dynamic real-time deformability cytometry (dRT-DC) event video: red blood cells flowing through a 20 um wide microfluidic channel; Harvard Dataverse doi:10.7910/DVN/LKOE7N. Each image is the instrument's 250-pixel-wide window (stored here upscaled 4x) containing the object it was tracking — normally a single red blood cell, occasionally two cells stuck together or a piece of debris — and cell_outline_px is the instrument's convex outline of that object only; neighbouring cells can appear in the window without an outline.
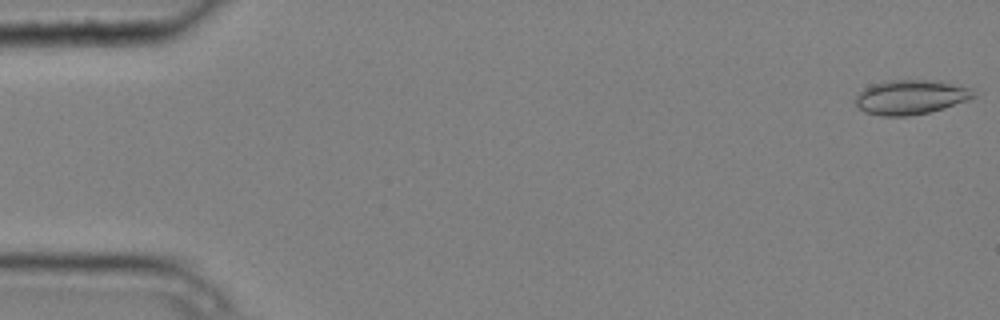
{"species": "common noctule bat (a hibernating species)", "species_latin": "Nyctalus noctula", "temperature_condition": "cold", "stored_images_in_passage": 5, "camera_frame_rate_fps": 3000, "um_per_image_px": 0.085, "animal": {"sex": "male", "body_mass_g": 20.4}, "frame": {"image": 1, "passage_image": 1, "time_ms": 0.0, "image_size_px": [1000, 320], "cell_outline_px": [[976, 96], [968, 100], [944, 108], [928, 112], [908, 116], [884, 116], [864, 112], [856, 104], [856, 96], [864, 88], [872, 84], [884, 80], [940, 80], [972, 88]], "centroid_in_image_um": [77.43, 8.24], "position_along_channel_um": 7.6, "area_um2": 23.87}}
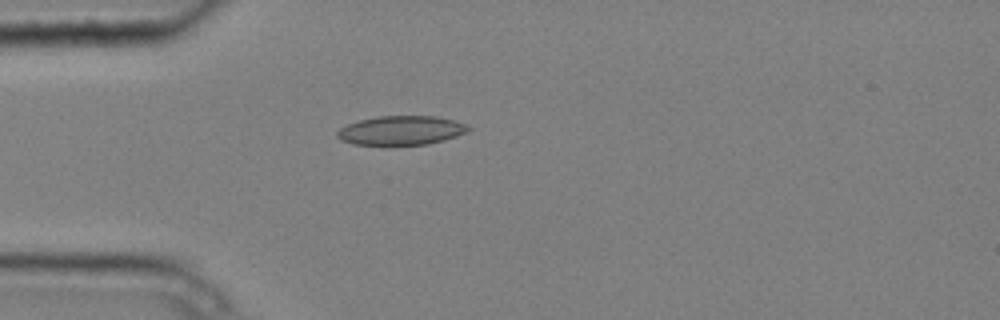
{"frame": {"image": 2, "passage_image": 4, "time_ms": 1.0, "image_size_px": [1000, 320], "cell_outline_px": [[472, 128], [468, 132], [444, 140], [428, 144], [356, 144], [340, 140], [336, 136], [336, 132], [340, 128], [348, 124], [360, 120], [380, 116], [436, 116], [456, 120], [468, 124]], "centroid_in_image_um": [34.15, 11.07], "position_along_channel_um": 50.8, "area_um2": 22.2}}